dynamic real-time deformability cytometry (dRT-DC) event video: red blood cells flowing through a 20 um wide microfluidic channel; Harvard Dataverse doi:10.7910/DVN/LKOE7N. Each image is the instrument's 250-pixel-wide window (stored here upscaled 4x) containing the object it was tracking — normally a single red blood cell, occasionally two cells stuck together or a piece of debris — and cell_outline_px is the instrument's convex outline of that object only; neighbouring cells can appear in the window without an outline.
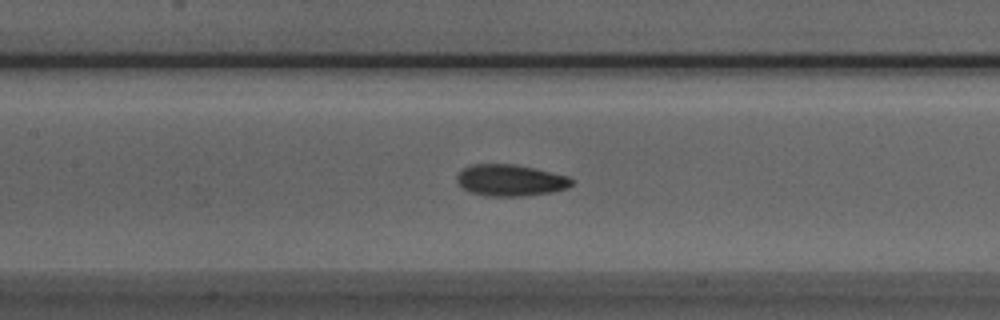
{"species": "Egyptian fruit bat (a non-hibernating species)", "species_latin": "Rousettus aegyptiacus", "temperature_condition": "room temperature", "stored_images_in_passage": 30, "camera_frame_rate_fps": 3000, "um_per_image_px": 0.085, "animal": {"sex": "male"}, "frame": {"image": 1, "passage_image": 12, "time_ms": 3.667, "image_size_px": [1000, 320], "cell_outline_px": [[572, 184], [568, 188], [552, 192], [520, 196], [484, 196], [472, 192], [464, 188], [456, 180], [456, 176], [464, 168], [472, 164], [516, 164], [568, 176], [572, 180]], "centroid_in_image_um": [43.38, 15.32], "position_along_channel_um": 164.0, "area_um2": 20.92}}
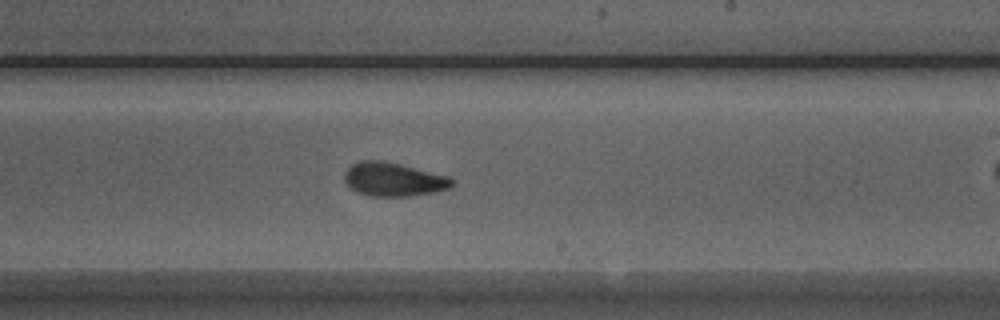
{"frame": {"image": 2, "passage_image": 19, "time_ms": 6.0, "image_size_px": [1000, 320], "cell_outline_px": [[452, 184], [448, 188], [432, 192], [412, 196], [368, 196], [356, 192], [344, 180], [344, 172], [352, 164], [360, 160], [380, 160], [400, 164], [448, 176], [452, 180]], "centroid_in_image_um": [33.39, 15.24], "position_along_channel_um": 255.6, "area_um2": 20.92}}
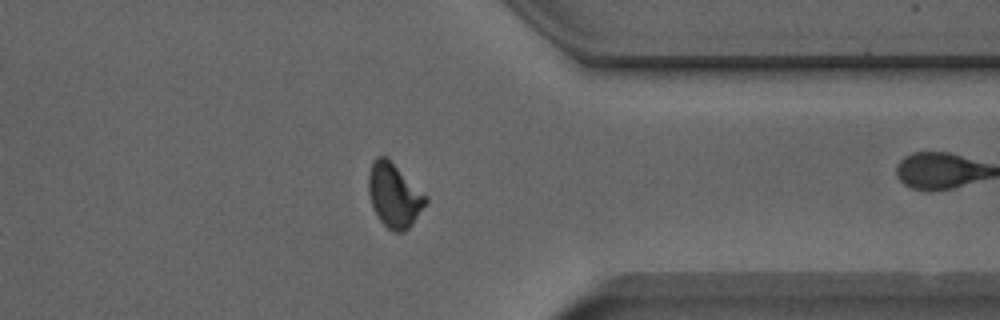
{"frame": {"image": 3, "passage_image": 29, "time_ms": 9.333, "image_size_px": [1000, 320], "cell_outline_px": [[428, 200], [412, 224], [404, 232], [392, 232], [376, 216], [368, 192], [368, 176], [372, 164], [376, 156], [388, 156], [428, 196]], "centroid_in_image_um": [33.51, 16.57], "position_along_channel_um": 377.9, "area_um2": 21.56}}